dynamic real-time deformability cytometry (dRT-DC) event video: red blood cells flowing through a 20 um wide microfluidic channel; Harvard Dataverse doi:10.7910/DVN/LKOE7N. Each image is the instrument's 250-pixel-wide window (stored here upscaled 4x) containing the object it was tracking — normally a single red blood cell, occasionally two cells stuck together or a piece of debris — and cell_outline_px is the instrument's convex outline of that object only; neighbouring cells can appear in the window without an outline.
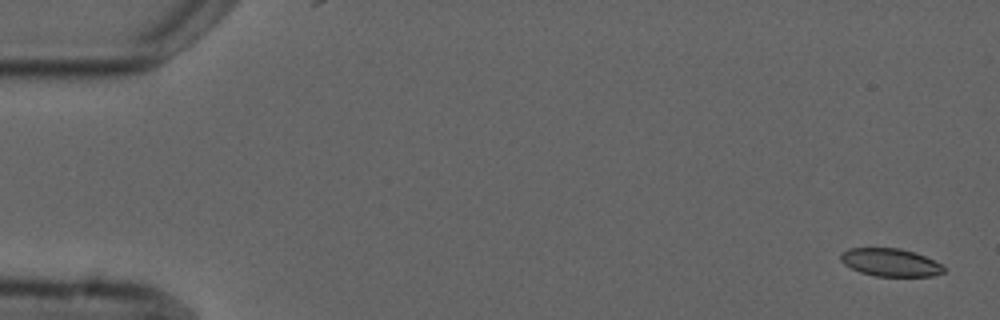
{"species": "common noctule bat (a hibernating species)", "species_latin": "Nyctalus noctula", "temperature_condition": "cold", "stored_images_in_passage": 4, "camera_frame_rate_fps": 3000, "um_per_image_px": 0.085, "animal": {"sex": "male", "forearm_length_mm": 52.5}, "frame": {"image": 1, "passage_image": 1, "time_ms": 0.0, "image_size_px": [1000, 320], "cell_outline_px": [[944, 272], [932, 276], [876, 276], [860, 272], [844, 264], [840, 260], [840, 252], [848, 248], [900, 248], [916, 252], [940, 264], [944, 268]], "centroid_in_image_um": [75.64, 22.29], "position_along_channel_um": 9.4, "area_um2": 16.7}}